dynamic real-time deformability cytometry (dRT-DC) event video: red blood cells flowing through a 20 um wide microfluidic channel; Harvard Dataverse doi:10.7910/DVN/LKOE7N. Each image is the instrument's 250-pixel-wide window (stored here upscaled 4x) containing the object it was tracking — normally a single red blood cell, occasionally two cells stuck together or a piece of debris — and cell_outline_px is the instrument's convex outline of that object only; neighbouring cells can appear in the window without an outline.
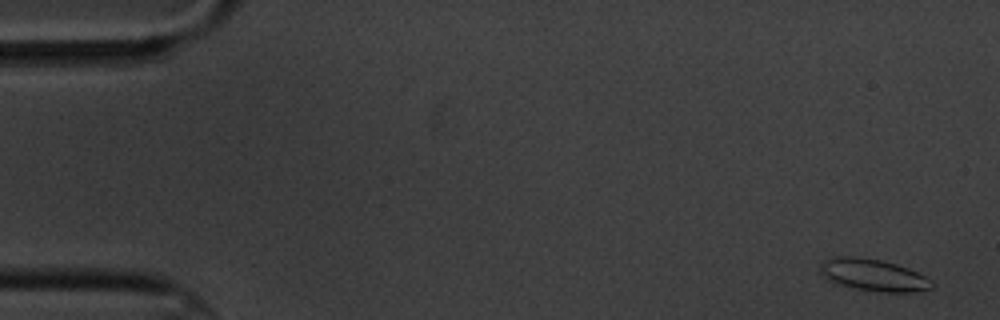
{"species": "common noctule bat (a hibernating species)", "species_latin": "Nyctalus noctula", "temperature_condition": "cold", "stored_images_in_passage": 5, "camera_frame_rate_fps": 3000, "um_per_image_px": 0.085, "animal": {"sex": "male", "body_mass_g": 20.1, "forearm_length_mm": 53.5}, "frame": {"image": 1, "passage_image": 1, "time_ms": 0.0, "image_size_px": [1000, 320], "cell_outline_px": [[932, 288], [920, 292], [880, 292], [856, 288], [836, 284], [828, 280], [820, 272], [820, 264], [824, 260], [832, 256], [856, 256], [880, 260], [896, 264], [908, 268], [932, 280]], "centroid_in_image_um": [74.21, 23.37], "position_along_channel_um": 10.8, "area_um2": 20.92}}